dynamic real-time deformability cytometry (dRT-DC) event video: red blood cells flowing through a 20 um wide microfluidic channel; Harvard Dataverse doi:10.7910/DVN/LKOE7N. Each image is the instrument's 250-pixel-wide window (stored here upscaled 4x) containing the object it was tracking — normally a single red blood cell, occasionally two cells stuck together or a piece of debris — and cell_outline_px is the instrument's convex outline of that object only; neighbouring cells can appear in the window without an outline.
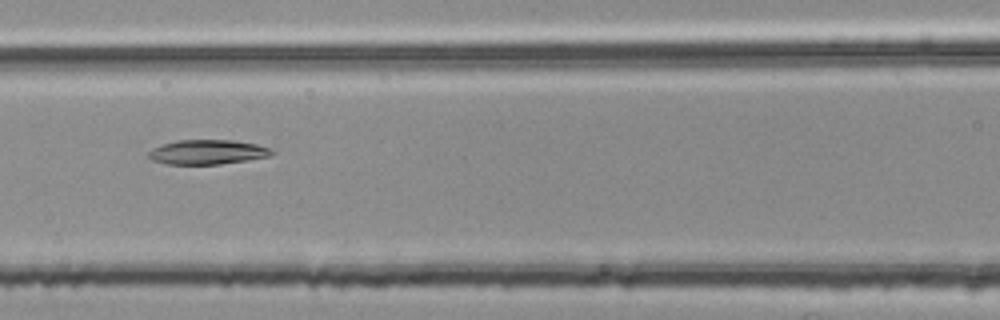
{"species": "common noctule bat (a hibernating species)", "species_latin": "Nyctalus noctula", "temperature_condition": "room temperature", "stored_images_in_passage": 8, "camera_frame_rate_fps": 3000, "um_per_image_px": 0.085, "animal": {"sex": "female", "body_mass_g": 25.1}, "frame": {"image": 1, "passage_image": 6, "time_ms": 1.667, "image_size_px": [1000, 320], "cell_outline_px": [[276, 152], [272, 156], [220, 164], [168, 164], [152, 160], [148, 156], [148, 152], [152, 148], [176, 140], [232, 140], [256, 144], [272, 148]], "centroid_in_image_um": [17.68, 12.92], "position_along_channel_um": 148.9, "area_um2": 17.69}}
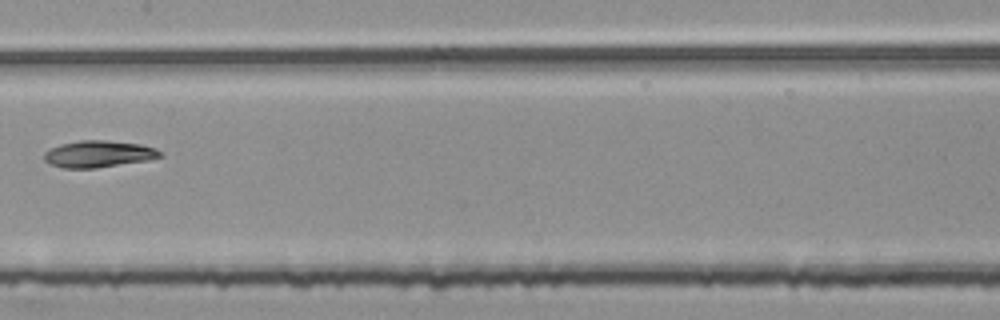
{"frame": {"image": 2, "passage_image": 7, "time_ms": 2.0, "image_size_px": [1000, 320], "cell_outline_px": [[164, 156], [148, 160], [96, 168], [64, 168], [48, 164], [44, 160], [44, 152], [48, 148], [60, 144], [80, 140], [108, 140], [140, 144], [156, 148]], "centroid_in_image_um": [8.34, 13.08], "position_along_channel_um": 199.1, "area_um2": 18.26}}
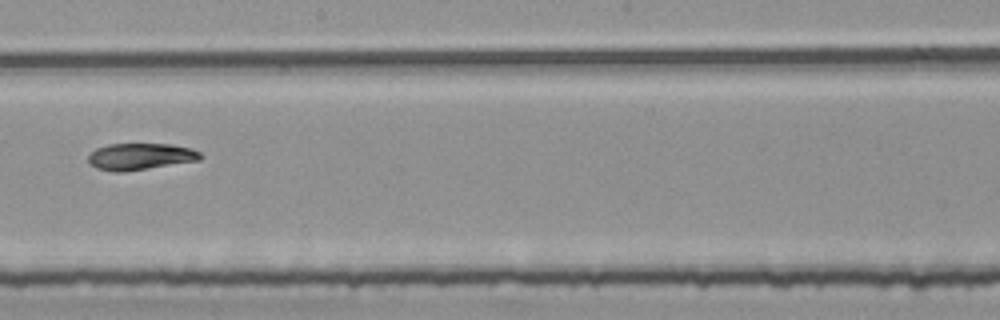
{"frame": {"image": 3, "passage_image": 8, "time_ms": 2.333, "image_size_px": [1000, 320], "cell_outline_px": [[204, 156], [200, 160], [120, 172], [116, 172], [96, 168], [88, 160], [88, 156], [96, 148], [108, 144], [172, 144], [192, 148], [200, 152]], "centroid_in_image_um": [11.96, 13.29], "position_along_channel_um": 236.2, "area_um2": 17.28}}